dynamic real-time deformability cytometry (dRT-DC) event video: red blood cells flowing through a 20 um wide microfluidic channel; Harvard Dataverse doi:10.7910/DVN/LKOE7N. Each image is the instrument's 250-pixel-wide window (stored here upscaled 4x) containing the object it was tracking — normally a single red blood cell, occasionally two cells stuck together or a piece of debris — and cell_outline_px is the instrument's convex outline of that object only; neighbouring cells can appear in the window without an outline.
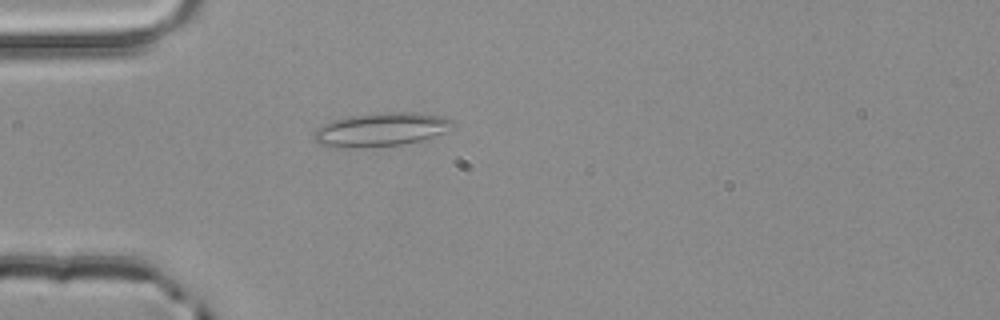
{"species": "common noctule bat (a hibernating species)", "species_latin": "Nyctalus noctula", "temperature_condition": "room temperature", "stored_images_in_passage": 1, "camera_frame_rate_fps": 3000, "um_per_image_px": 0.085, "animal": {"sex": "male", "body_mass_g": 20.4}, "frame": {"image": 1, "passage_image": 1, "time_ms": 0.0, "image_size_px": [1000, 320], "cell_outline_px": [[456, 128], [420, 140], [400, 144], [328, 148], [316, 144], [312, 136], [312, 132], [316, 128], [332, 120], [348, 116], [380, 112], [420, 112], [444, 116], [452, 120], [456, 124]], "centroid_in_image_um": [32.36, 10.98], "position_along_channel_um": 52.6, "area_um2": 27.46}}